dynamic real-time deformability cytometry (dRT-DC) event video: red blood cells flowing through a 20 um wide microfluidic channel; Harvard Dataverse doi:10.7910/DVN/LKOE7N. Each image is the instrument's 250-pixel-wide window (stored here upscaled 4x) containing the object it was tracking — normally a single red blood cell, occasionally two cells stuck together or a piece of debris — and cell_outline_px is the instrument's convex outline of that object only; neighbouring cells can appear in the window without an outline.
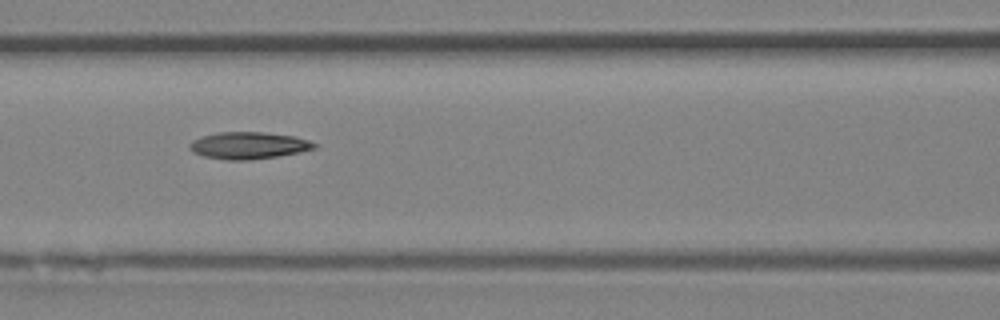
{"species": "Egyptian fruit bat (a non-hibernating species)", "species_latin": "Rousettus aegyptiacus", "temperature_condition": "room temperature", "stored_images_in_passage": 5, "camera_frame_rate_fps": 3000, "um_per_image_px": 0.085, "animal": {"sex": "female"}, "frame": {"image": 1, "passage_image": 4, "time_ms": 1.0, "image_size_px": [1000, 320], "cell_outline_px": [[316, 148], [300, 152], [276, 156], [248, 160], [228, 160], [204, 156], [192, 152], [188, 148], [188, 144], [192, 140], [200, 136], [216, 132], [264, 132], [296, 136], [308, 140], [316, 144]], "centroid_in_image_um": [21.08, 12.35], "position_along_channel_um": 145.5, "area_um2": 19.71}}
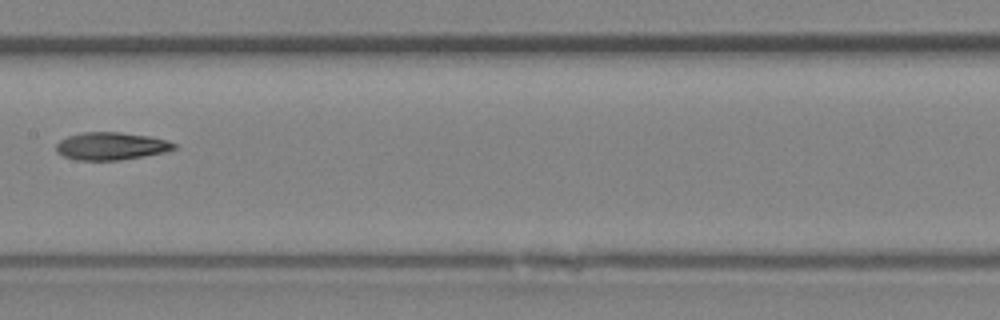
{"frame": {"image": 2, "passage_image": 5, "time_ms": 1.333, "image_size_px": [1000, 320], "cell_outline_px": [[176, 148], [164, 152], [144, 156], [120, 160], [76, 160], [64, 156], [56, 152], [56, 144], [60, 140], [68, 136], [84, 132], [120, 132], [148, 136], [168, 140], [176, 144]], "centroid_in_image_um": [9.44, 12.42], "position_along_channel_um": 198.0, "area_um2": 18.96}}